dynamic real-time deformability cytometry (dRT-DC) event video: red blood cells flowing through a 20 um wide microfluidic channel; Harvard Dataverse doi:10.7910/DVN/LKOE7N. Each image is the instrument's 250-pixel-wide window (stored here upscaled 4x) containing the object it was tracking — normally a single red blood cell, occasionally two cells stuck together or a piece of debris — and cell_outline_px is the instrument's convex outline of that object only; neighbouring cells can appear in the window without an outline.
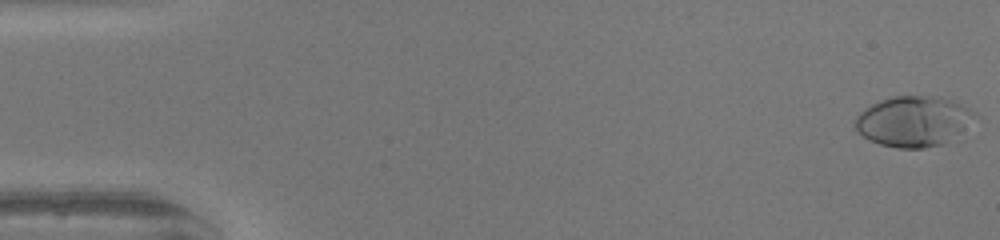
{"species": "human", "species_latin": "Homo sapiens", "temperature_condition": "warm", "stored_images_in_passage": 50, "camera_frame_rate_fps": 3000, "um_per_image_px": 0.085, "donor": {"sex": "female"}, "frame": {"image": 1, "passage_image": 1, "time_ms": 0.0, "image_size_px": [1000, 240], "cell_outline_px": [[968, 112], [956, 132], [944, 144], [924, 148], [896, 148], [880, 144], [868, 140], [856, 128], [852, 120], [864, 108], [880, 100], [892, 96], [940, 96], [952, 100], [968, 108]], "centroid_in_image_um": [77.42, 10.3], "position_along_channel_um": 7.6, "area_um2": 33.76}}
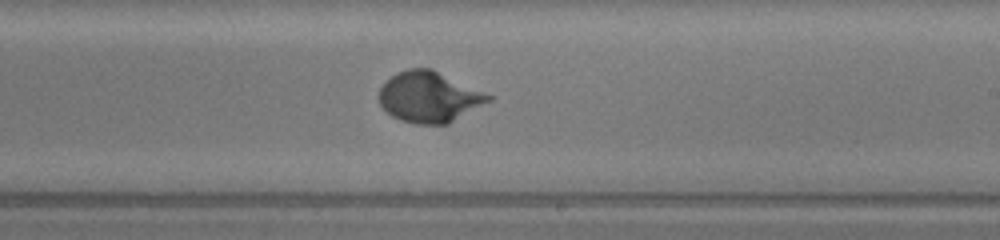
{"frame": {"image": 2, "passage_image": 30, "time_ms": 9.667, "image_size_px": [1000, 240], "cell_outline_px": [[492, 100], [448, 124], [416, 124], [400, 120], [392, 116], [380, 104], [380, 88], [384, 80], [396, 72], [408, 68], [432, 68], [492, 96]], "centroid_in_image_um": [36.46, 8.23], "position_along_channel_um": 252.5, "area_um2": 32.31}}
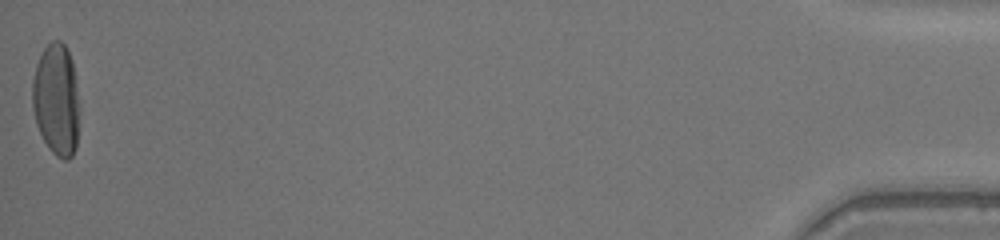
{"frame": {"image": 3, "passage_image": 50, "time_ms": 16.333, "image_size_px": [1000, 240], "cell_outline_px": [[80, 108], [76, 148], [72, 156], [68, 160], [64, 160], [56, 156], [48, 148], [36, 124], [32, 104], [32, 80], [36, 64], [44, 48], [52, 40], [60, 40], [64, 44], [72, 60]], "centroid_in_image_um": [4.79, 8.5], "position_along_channel_um": 430.4, "area_um2": 31.04}, "authors_computed_cell_mechanics": {"area_um2": 30.8363, "velocity_mm_per_s": 4.1847, "shape_relaxation_time_tau1_ms": 3.4149, "shape_relaxation_time_tau2_ms": null, "deformation_change_tau1": 0.2221, "deformation_change_tau2": null}}